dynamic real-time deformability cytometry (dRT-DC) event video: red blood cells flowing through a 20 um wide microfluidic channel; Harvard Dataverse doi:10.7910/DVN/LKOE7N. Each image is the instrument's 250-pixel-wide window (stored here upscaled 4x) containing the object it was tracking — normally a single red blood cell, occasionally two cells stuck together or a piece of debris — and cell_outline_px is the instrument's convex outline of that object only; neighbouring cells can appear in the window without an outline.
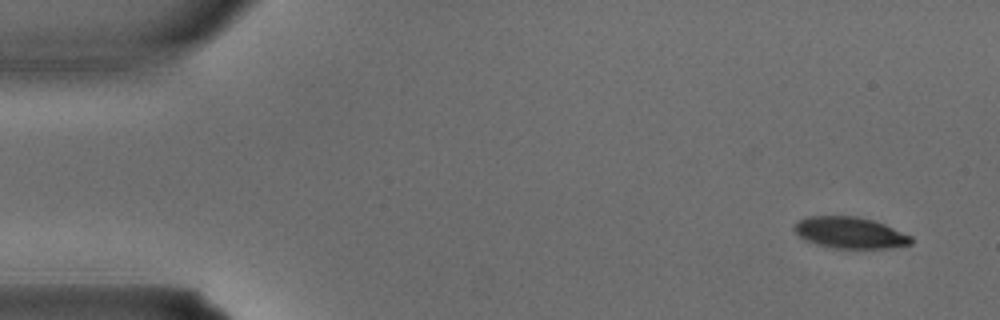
{"species": "common noctule bat (a hibernating species)", "species_latin": "Nyctalus noctula", "temperature_condition": "warm", "stored_images_in_passage": 2, "camera_frame_rate_fps": 3000, "um_per_image_px": 0.085, "animal": {"sex": "male", "body_mass_g": 15.6}, "frame": {"image": 1, "passage_image": 2, "time_ms": 0.333, "image_size_px": [1000, 320], "cell_outline_px": [[912, 244], [892, 248], [836, 248], [816, 244], [804, 240], [792, 228], [792, 224], [796, 220], [808, 216], [856, 216], [872, 220], [884, 224], [912, 236]], "centroid_in_image_um": [72.21, 19.77], "position_along_channel_um": 12.8, "area_um2": 21.5}}